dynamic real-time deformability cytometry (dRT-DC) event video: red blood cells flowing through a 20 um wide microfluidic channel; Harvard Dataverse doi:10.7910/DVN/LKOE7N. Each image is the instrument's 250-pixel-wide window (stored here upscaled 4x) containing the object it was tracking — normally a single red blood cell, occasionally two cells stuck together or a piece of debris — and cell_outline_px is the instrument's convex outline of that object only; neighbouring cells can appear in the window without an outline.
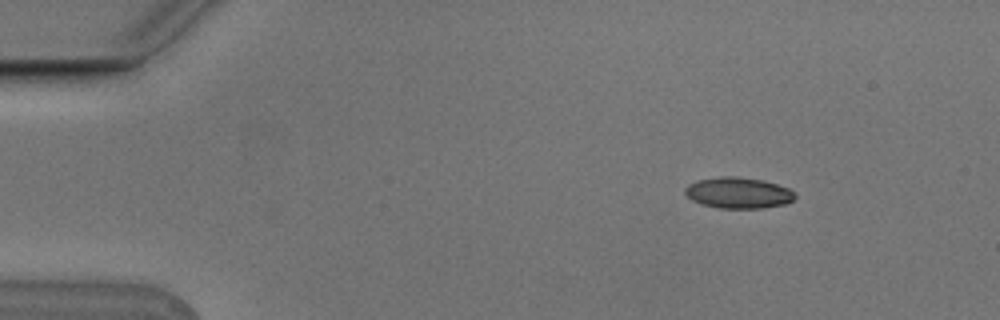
{"species": "Egyptian fruit bat (a non-hibernating species)", "species_latin": "Rousettus aegyptiacus", "temperature_condition": "cold", "stored_images_in_passage": 5, "camera_frame_rate_fps": 3000, "um_per_image_px": 0.085, "animal": {"sex": "male"}, "frame": {"image": 1, "passage_image": 2, "time_ms": 0.333, "image_size_px": [1000, 320], "cell_outline_px": [[796, 196], [792, 200], [784, 204], [764, 208], [720, 208], [704, 204], [692, 200], [684, 192], [684, 188], [688, 184], [696, 180], [720, 176], [736, 176], [764, 180], [788, 188]], "centroid_in_image_um": [62.73, 16.38], "position_along_channel_um": 22.3, "area_um2": 19.83}}